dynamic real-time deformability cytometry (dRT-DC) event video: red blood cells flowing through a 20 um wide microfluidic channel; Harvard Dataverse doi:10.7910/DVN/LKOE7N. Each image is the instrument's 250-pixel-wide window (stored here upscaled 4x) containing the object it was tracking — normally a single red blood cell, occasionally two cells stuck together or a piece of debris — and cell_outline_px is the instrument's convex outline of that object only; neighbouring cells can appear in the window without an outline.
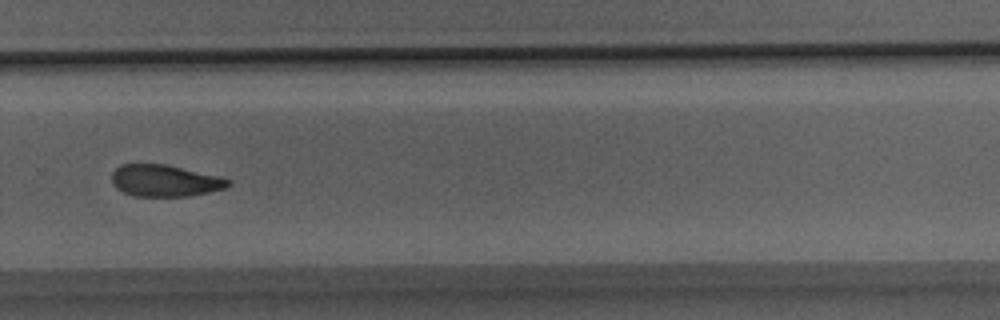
{"species": "Egyptian fruit bat (a non-hibernating species)", "species_latin": "Rousettus aegyptiacus", "temperature_condition": "room temperature", "stored_images_in_passage": 27, "camera_frame_rate_fps": 3000, "um_per_image_px": 0.085, "animal": {"sex": "male"}, "frame": {"image": 1, "passage_image": 20, "time_ms": 6.333, "image_size_px": [1000, 320], "cell_outline_px": [[232, 184], [224, 188], [208, 192], [188, 196], [132, 196], [116, 188], [112, 184], [112, 172], [120, 164], [164, 164], [220, 176], [232, 180]], "centroid_in_image_um": [14.01, 15.36], "position_along_channel_um": 315.8, "area_um2": 21.56}}